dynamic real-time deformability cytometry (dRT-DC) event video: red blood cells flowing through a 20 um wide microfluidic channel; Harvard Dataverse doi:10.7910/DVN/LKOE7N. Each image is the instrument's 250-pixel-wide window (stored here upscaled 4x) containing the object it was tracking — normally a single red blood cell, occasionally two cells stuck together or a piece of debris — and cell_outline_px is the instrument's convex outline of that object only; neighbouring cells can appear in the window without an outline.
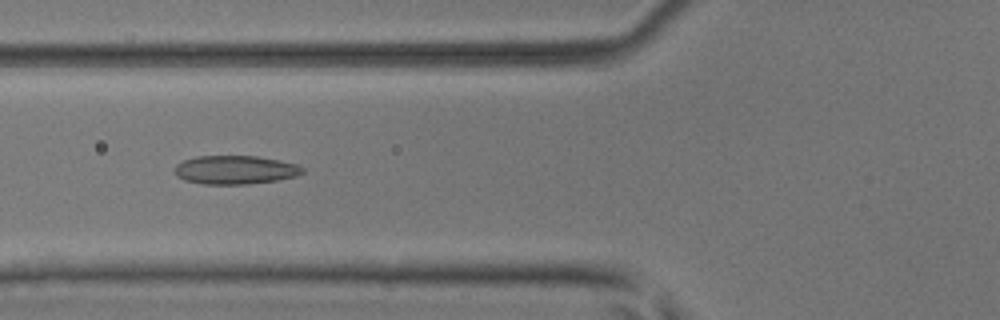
{"species": "common noctule bat (a hibernating species)", "species_latin": "Nyctalus noctula", "temperature_condition": "room temperature", "stored_images_in_passage": 5, "camera_frame_rate_fps": 3000, "um_per_image_px": 0.085, "animal": {"sex": "male", "body_mass_g": 17.9, "forearm_length_mm": 54.2}, "frame": {"image": 1, "passage_image": 5, "time_ms": 1.333, "image_size_px": [1000, 320], "cell_outline_px": [[304, 172], [296, 176], [276, 180], [248, 184], [204, 184], [184, 180], [176, 176], [172, 168], [176, 164], [184, 160], [196, 156], [256, 156], [280, 160], [296, 164], [304, 168]], "centroid_in_image_um": [19.95, 14.43], "position_along_channel_um": 105.8, "area_um2": 21.44}}